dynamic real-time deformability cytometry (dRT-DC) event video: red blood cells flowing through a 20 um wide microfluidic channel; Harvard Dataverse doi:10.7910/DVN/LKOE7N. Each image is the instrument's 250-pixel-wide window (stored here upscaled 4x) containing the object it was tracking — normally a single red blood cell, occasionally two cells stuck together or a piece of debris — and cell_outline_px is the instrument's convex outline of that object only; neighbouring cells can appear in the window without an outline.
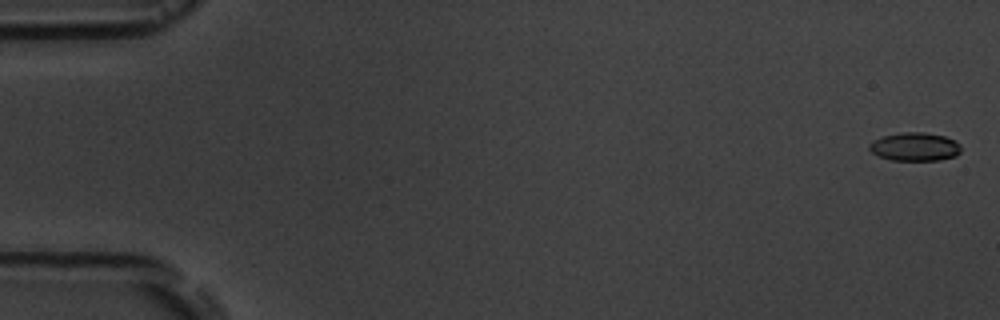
{"species": "common noctule bat (a hibernating species)", "species_latin": "Nyctalus noctula", "temperature_condition": "room temperature", "stored_images_in_passage": 4, "camera_frame_rate_fps": 3000, "um_per_image_px": 0.085, "animal": {"sex": "male", "body_mass_g": 19.5, "forearm_length_mm": 54.6}, "frame": {"image": 1, "passage_image": 1, "time_ms": 0.0, "image_size_px": [1000, 320], "cell_outline_px": [[960, 152], [956, 156], [940, 160], [892, 160], [880, 156], [872, 152], [868, 148], [868, 144], [872, 140], [884, 136], [900, 132], [924, 132], [944, 136], [956, 140], [960, 144]], "centroid_in_image_um": [77.77, 12.46], "position_along_channel_um": 7.2, "area_um2": 15.26}}